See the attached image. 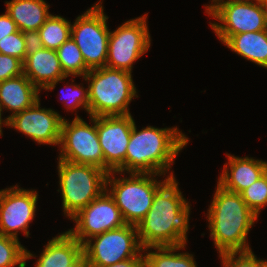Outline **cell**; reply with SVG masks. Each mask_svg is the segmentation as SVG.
I'll return each instance as SVG.
<instances>
[{
  "mask_svg": "<svg viewBox=\"0 0 267 267\" xmlns=\"http://www.w3.org/2000/svg\"><path fill=\"white\" fill-rule=\"evenodd\" d=\"M2 124L3 125H7V120L4 118V119H2V113H1V110H0V136L3 134L2 133Z\"/></svg>",
  "mask_w": 267,
  "mask_h": 267,
  "instance_id": "cell-36",
  "label": "cell"
},
{
  "mask_svg": "<svg viewBox=\"0 0 267 267\" xmlns=\"http://www.w3.org/2000/svg\"><path fill=\"white\" fill-rule=\"evenodd\" d=\"M23 74L41 91L54 90L68 76L63 72L56 50L41 48L23 62Z\"/></svg>",
  "mask_w": 267,
  "mask_h": 267,
  "instance_id": "cell-16",
  "label": "cell"
},
{
  "mask_svg": "<svg viewBox=\"0 0 267 267\" xmlns=\"http://www.w3.org/2000/svg\"><path fill=\"white\" fill-rule=\"evenodd\" d=\"M88 82L89 116L129 115V103L138 98L131 72L107 66L92 69Z\"/></svg>",
  "mask_w": 267,
  "mask_h": 267,
  "instance_id": "cell-4",
  "label": "cell"
},
{
  "mask_svg": "<svg viewBox=\"0 0 267 267\" xmlns=\"http://www.w3.org/2000/svg\"><path fill=\"white\" fill-rule=\"evenodd\" d=\"M71 21L60 15H50L38 30L43 47L57 50L71 36Z\"/></svg>",
  "mask_w": 267,
  "mask_h": 267,
  "instance_id": "cell-23",
  "label": "cell"
},
{
  "mask_svg": "<svg viewBox=\"0 0 267 267\" xmlns=\"http://www.w3.org/2000/svg\"><path fill=\"white\" fill-rule=\"evenodd\" d=\"M64 215L71 218L106 190L108 173L96 166L58 159Z\"/></svg>",
  "mask_w": 267,
  "mask_h": 267,
  "instance_id": "cell-6",
  "label": "cell"
},
{
  "mask_svg": "<svg viewBox=\"0 0 267 267\" xmlns=\"http://www.w3.org/2000/svg\"><path fill=\"white\" fill-rule=\"evenodd\" d=\"M134 119L129 115L98 116L96 131L104 154V171L125 173V157Z\"/></svg>",
  "mask_w": 267,
  "mask_h": 267,
  "instance_id": "cell-12",
  "label": "cell"
},
{
  "mask_svg": "<svg viewBox=\"0 0 267 267\" xmlns=\"http://www.w3.org/2000/svg\"><path fill=\"white\" fill-rule=\"evenodd\" d=\"M189 139L177 127L147 126L137 131L134 122L125 157L126 173L162 174L171 170L174 159Z\"/></svg>",
  "mask_w": 267,
  "mask_h": 267,
  "instance_id": "cell-2",
  "label": "cell"
},
{
  "mask_svg": "<svg viewBox=\"0 0 267 267\" xmlns=\"http://www.w3.org/2000/svg\"><path fill=\"white\" fill-rule=\"evenodd\" d=\"M63 120L58 112L41 108L38 100L32 107L11 116L6 126L18 130L38 144L59 146Z\"/></svg>",
  "mask_w": 267,
  "mask_h": 267,
  "instance_id": "cell-15",
  "label": "cell"
},
{
  "mask_svg": "<svg viewBox=\"0 0 267 267\" xmlns=\"http://www.w3.org/2000/svg\"><path fill=\"white\" fill-rule=\"evenodd\" d=\"M0 53L14 56L23 62L25 61L26 49L23 32L7 35L0 40Z\"/></svg>",
  "mask_w": 267,
  "mask_h": 267,
  "instance_id": "cell-28",
  "label": "cell"
},
{
  "mask_svg": "<svg viewBox=\"0 0 267 267\" xmlns=\"http://www.w3.org/2000/svg\"><path fill=\"white\" fill-rule=\"evenodd\" d=\"M116 173L112 171L107 175L106 191L120 209L124 222L135 226L151 208L156 191L174 177L173 171L162 182L155 179L162 174L130 173V177L116 178Z\"/></svg>",
  "mask_w": 267,
  "mask_h": 267,
  "instance_id": "cell-5",
  "label": "cell"
},
{
  "mask_svg": "<svg viewBox=\"0 0 267 267\" xmlns=\"http://www.w3.org/2000/svg\"><path fill=\"white\" fill-rule=\"evenodd\" d=\"M219 256L223 267H266V260L258 259L252 250L227 252Z\"/></svg>",
  "mask_w": 267,
  "mask_h": 267,
  "instance_id": "cell-27",
  "label": "cell"
},
{
  "mask_svg": "<svg viewBox=\"0 0 267 267\" xmlns=\"http://www.w3.org/2000/svg\"><path fill=\"white\" fill-rule=\"evenodd\" d=\"M38 192L18 185L0 190V234L18 239L21 231L29 237V224L35 217Z\"/></svg>",
  "mask_w": 267,
  "mask_h": 267,
  "instance_id": "cell-14",
  "label": "cell"
},
{
  "mask_svg": "<svg viewBox=\"0 0 267 267\" xmlns=\"http://www.w3.org/2000/svg\"><path fill=\"white\" fill-rule=\"evenodd\" d=\"M5 4V12L21 32L38 31L51 15L44 0H11Z\"/></svg>",
  "mask_w": 267,
  "mask_h": 267,
  "instance_id": "cell-20",
  "label": "cell"
},
{
  "mask_svg": "<svg viewBox=\"0 0 267 267\" xmlns=\"http://www.w3.org/2000/svg\"><path fill=\"white\" fill-rule=\"evenodd\" d=\"M40 90L24 75L9 78L0 82V110H10L14 114L32 107L40 100Z\"/></svg>",
  "mask_w": 267,
  "mask_h": 267,
  "instance_id": "cell-18",
  "label": "cell"
},
{
  "mask_svg": "<svg viewBox=\"0 0 267 267\" xmlns=\"http://www.w3.org/2000/svg\"><path fill=\"white\" fill-rule=\"evenodd\" d=\"M211 2L247 3L252 2V0H212Z\"/></svg>",
  "mask_w": 267,
  "mask_h": 267,
  "instance_id": "cell-35",
  "label": "cell"
},
{
  "mask_svg": "<svg viewBox=\"0 0 267 267\" xmlns=\"http://www.w3.org/2000/svg\"><path fill=\"white\" fill-rule=\"evenodd\" d=\"M147 15L148 13L130 19L116 30L110 31L107 67L132 73L133 63L143 56L151 45Z\"/></svg>",
  "mask_w": 267,
  "mask_h": 267,
  "instance_id": "cell-10",
  "label": "cell"
},
{
  "mask_svg": "<svg viewBox=\"0 0 267 267\" xmlns=\"http://www.w3.org/2000/svg\"><path fill=\"white\" fill-rule=\"evenodd\" d=\"M223 44L241 57L267 69V29L232 35Z\"/></svg>",
  "mask_w": 267,
  "mask_h": 267,
  "instance_id": "cell-21",
  "label": "cell"
},
{
  "mask_svg": "<svg viewBox=\"0 0 267 267\" xmlns=\"http://www.w3.org/2000/svg\"><path fill=\"white\" fill-rule=\"evenodd\" d=\"M226 155L229 162L224 164L217 183L228 191L240 194L267 172V161L248 156L235 157L227 153Z\"/></svg>",
  "mask_w": 267,
  "mask_h": 267,
  "instance_id": "cell-17",
  "label": "cell"
},
{
  "mask_svg": "<svg viewBox=\"0 0 267 267\" xmlns=\"http://www.w3.org/2000/svg\"><path fill=\"white\" fill-rule=\"evenodd\" d=\"M101 1L84 14L79 15L71 25V38L79 47L89 70L106 66L110 30Z\"/></svg>",
  "mask_w": 267,
  "mask_h": 267,
  "instance_id": "cell-7",
  "label": "cell"
},
{
  "mask_svg": "<svg viewBox=\"0 0 267 267\" xmlns=\"http://www.w3.org/2000/svg\"><path fill=\"white\" fill-rule=\"evenodd\" d=\"M18 31L16 23L11 19V17L5 12V14L0 15V40L10 34Z\"/></svg>",
  "mask_w": 267,
  "mask_h": 267,
  "instance_id": "cell-32",
  "label": "cell"
},
{
  "mask_svg": "<svg viewBox=\"0 0 267 267\" xmlns=\"http://www.w3.org/2000/svg\"><path fill=\"white\" fill-rule=\"evenodd\" d=\"M261 5H262L263 11H264V13L266 15V19H267V0H263L261 2Z\"/></svg>",
  "mask_w": 267,
  "mask_h": 267,
  "instance_id": "cell-37",
  "label": "cell"
},
{
  "mask_svg": "<svg viewBox=\"0 0 267 267\" xmlns=\"http://www.w3.org/2000/svg\"><path fill=\"white\" fill-rule=\"evenodd\" d=\"M89 267H144V257H133L123 261H119L112 265L89 266Z\"/></svg>",
  "mask_w": 267,
  "mask_h": 267,
  "instance_id": "cell-33",
  "label": "cell"
},
{
  "mask_svg": "<svg viewBox=\"0 0 267 267\" xmlns=\"http://www.w3.org/2000/svg\"><path fill=\"white\" fill-rule=\"evenodd\" d=\"M23 36L25 39L26 49L25 59L29 55H32L36 53L39 49L43 48L42 40L38 31H25L23 32Z\"/></svg>",
  "mask_w": 267,
  "mask_h": 267,
  "instance_id": "cell-31",
  "label": "cell"
},
{
  "mask_svg": "<svg viewBox=\"0 0 267 267\" xmlns=\"http://www.w3.org/2000/svg\"><path fill=\"white\" fill-rule=\"evenodd\" d=\"M23 74V61L0 53V82Z\"/></svg>",
  "mask_w": 267,
  "mask_h": 267,
  "instance_id": "cell-30",
  "label": "cell"
},
{
  "mask_svg": "<svg viewBox=\"0 0 267 267\" xmlns=\"http://www.w3.org/2000/svg\"><path fill=\"white\" fill-rule=\"evenodd\" d=\"M82 254L83 244L66 231L48 241L35 267H68Z\"/></svg>",
  "mask_w": 267,
  "mask_h": 267,
  "instance_id": "cell-19",
  "label": "cell"
},
{
  "mask_svg": "<svg viewBox=\"0 0 267 267\" xmlns=\"http://www.w3.org/2000/svg\"><path fill=\"white\" fill-rule=\"evenodd\" d=\"M56 52L63 72L68 77L70 75L74 77H84L90 71L85 65L79 47L71 37H69V39L64 42Z\"/></svg>",
  "mask_w": 267,
  "mask_h": 267,
  "instance_id": "cell-24",
  "label": "cell"
},
{
  "mask_svg": "<svg viewBox=\"0 0 267 267\" xmlns=\"http://www.w3.org/2000/svg\"><path fill=\"white\" fill-rule=\"evenodd\" d=\"M70 219L76 226L68 232L81 244L95 235L126 224L120 209L106 190Z\"/></svg>",
  "mask_w": 267,
  "mask_h": 267,
  "instance_id": "cell-13",
  "label": "cell"
},
{
  "mask_svg": "<svg viewBox=\"0 0 267 267\" xmlns=\"http://www.w3.org/2000/svg\"><path fill=\"white\" fill-rule=\"evenodd\" d=\"M137 227L125 224L95 235L83 243V254L89 266L112 265L133 257H144Z\"/></svg>",
  "mask_w": 267,
  "mask_h": 267,
  "instance_id": "cell-8",
  "label": "cell"
},
{
  "mask_svg": "<svg viewBox=\"0 0 267 267\" xmlns=\"http://www.w3.org/2000/svg\"><path fill=\"white\" fill-rule=\"evenodd\" d=\"M34 256L19 239L0 234V267H26V260Z\"/></svg>",
  "mask_w": 267,
  "mask_h": 267,
  "instance_id": "cell-25",
  "label": "cell"
},
{
  "mask_svg": "<svg viewBox=\"0 0 267 267\" xmlns=\"http://www.w3.org/2000/svg\"><path fill=\"white\" fill-rule=\"evenodd\" d=\"M70 91L66 94V99L63 100L65 103V107L67 110H76L77 108H83L85 109L89 114V99H88V89H85L82 85L79 86V84H72L69 85ZM68 89V88H67Z\"/></svg>",
  "mask_w": 267,
  "mask_h": 267,
  "instance_id": "cell-29",
  "label": "cell"
},
{
  "mask_svg": "<svg viewBox=\"0 0 267 267\" xmlns=\"http://www.w3.org/2000/svg\"><path fill=\"white\" fill-rule=\"evenodd\" d=\"M253 2H262L263 0H252Z\"/></svg>",
  "mask_w": 267,
  "mask_h": 267,
  "instance_id": "cell-38",
  "label": "cell"
},
{
  "mask_svg": "<svg viewBox=\"0 0 267 267\" xmlns=\"http://www.w3.org/2000/svg\"><path fill=\"white\" fill-rule=\"evenodd\" d=\"M190 210L175 177H170L156 191L151 208L136 225L141 247L186 244Z\"/></svg>",
  "mask_w": 267,
  "mask_h": 267,
  "instance_id": "cell-1",
  "label": "cell"
},
{
  "mask_svg": "<svg viewBox=\"0 0 267 267\" xmlns=\"http://www.w3.org/2000/svg\"><path fill=\"white\" fill-rule=\"evenodd\" d=\"M185 246L186 244L144 248L143 251H147L144 253V267H197L192 254L187 252L175 253L186 248Z\"/></svg>",
  "mask_w": 267,
  "mask_h": 267,
  "instance_id": "cell-22",
  "label": "cell"
},
{
  "mask_svg": "<svg viewBox=\"0 0 267 267\" xmlns=\"http://www.w3.org/2000/svg\"><path fill=\"white\" fill-rule=\"evenodd\" d=\"M240 195L247 206L259 216L261 209L267 206V172L243 190Z\"/></svg>",
  "mask_w": 267,
  "mask_h": 267,
  "instance_id": "cell-26",
  "label": "cell"
},
{
  "mask_svg": "<svg viewBox=\"0 0 267 267\" xmlns=\"http://www.w3.org/2000/svg\"><path fill=\"white\" fill-rule=\"evenodd\" d=\"M257 219L239 193L228 191L217 183L207 220L210 238L219 254L252 250L247 236Z\"/></svg>",
  "mask_w": 267,
  "mask_h": 267,
  "instance_id": "cell-3",
  "label": "cell"
},
{
  "mask_svg": "<svg viewBox=\"0 0 267 267\" xmlns=\"http://www.w3.org/2000/svg\"><path fill=\"white\" fill-rule=\"evenodd\" d=\"M87 124L78 115L70 122L64 119L59 142L58 159L92 165L104 170V154L96 131V117Z\"/></svg>",
  "mask_w": 267,
  "mask_h": 267,
  "instance_id": "cell-9",
  "label": "cell"
},
{
  "mask_svg": "<svg viewBox=\"0 0 267 267\" xmlns=\"http://www.w3.org/2000/svg\"><path fill=\"white\" fill-rule=\"evenodd\" d=\"M205 7L206 14L218 21L210 22V25L222 43L235 34L267 29L266 15L260 2H213Z\"/></svg>",
  "mask_w": 267,
  "mask_h": 267,
  "instance_id": "cell-11",
  "label": "cell"
},
{
  "mask_svg": "<svg viewBox=\"0 0 267 267\" xmlns=\"http://www.w3.org/2000/svg\"><path fill=\"white\" fill-rule=\"evenodd\" d=\"M68 267H89L88 261L84 254H82L74 263Z\"/></svg>",
  "mask_w": 267,
  "mask_h": 267,
  "instance_id": "cell-34",
  "label": "cell"
}]
</instances>
